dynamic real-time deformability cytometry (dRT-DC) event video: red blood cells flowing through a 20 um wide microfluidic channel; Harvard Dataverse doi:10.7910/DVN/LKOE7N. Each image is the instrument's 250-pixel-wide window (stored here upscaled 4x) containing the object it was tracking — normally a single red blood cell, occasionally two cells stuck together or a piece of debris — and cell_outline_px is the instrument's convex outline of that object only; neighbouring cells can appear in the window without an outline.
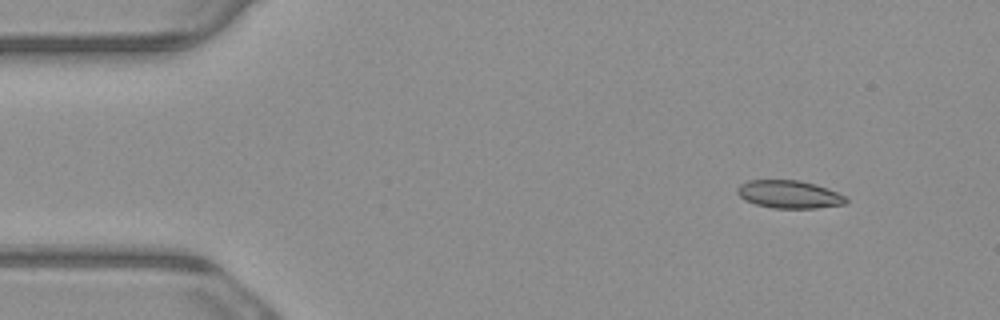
{"species": "common noctule bat (a hibernating species)", "species_latin": "Nyctalus noctula", "temperature_condition": "warm", "stored_images_in_passage": 6, "camera_frame_rate_fps": 3000, "um_per_image_px": 0.085, "animal": {"sex": "male", "body_mass_g": 23.1, "forearm_length_mm": 52.7}, "frame": {"image": 1, "passage_image": 1, "time_ms": 0.0, "image_size_px": [1000, 320], "cell_outline_px": [[848, 200], [844, 204], [816, 208], [772, 208], [756, 204], [740, 196], [736, 192], [736, 188], [740, 184], [748, 180], [800, 180], [816, 184], [828, 188], [848, 196]], "centroid_in_image_um": [67.12, 16.51], "position_along_channel_um": 17.9, "area_um2": 17.74}}
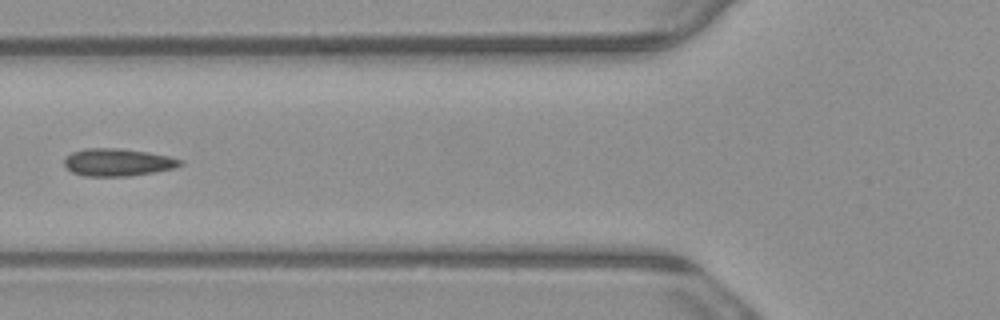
{"frame": {"image": 2, "passage_image": 5, "time_ms": 1.333, "image_size_px": [1000, 320], "cell_outline_px": [[184, 164], [176, 168], [156, 172], [128, 176], [84, 176], [72, 172], [64, 164], [64, 160], [72, 152], [84, 148], [116, 148], [148, 152], [168, 156], [184, 160]], "centroid_in_image_um": [10.05, 13.8], "position_along_channel_um": 115.7, "area_um2": 18.67}}
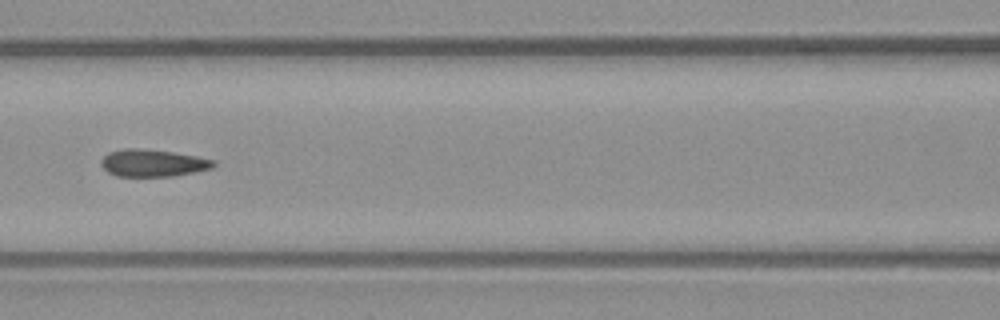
{"frame": {"image": 3, "passage_image": 6, "time_ms": 1.667, "image_size_px": [1000, 320], "cell_outline_px": [[216, 164], [212, 168], [172, 176], [116, 176], [108, 172], [100, 164], [100, 160], [108, 152], [124, 148], [140, 148], [172, 152], [196, 156], [216, 160]], "centroid_in_image_um": [12.97, 13.85], "position_along_channel_um": 153.6, "area_um2": 17.8}}